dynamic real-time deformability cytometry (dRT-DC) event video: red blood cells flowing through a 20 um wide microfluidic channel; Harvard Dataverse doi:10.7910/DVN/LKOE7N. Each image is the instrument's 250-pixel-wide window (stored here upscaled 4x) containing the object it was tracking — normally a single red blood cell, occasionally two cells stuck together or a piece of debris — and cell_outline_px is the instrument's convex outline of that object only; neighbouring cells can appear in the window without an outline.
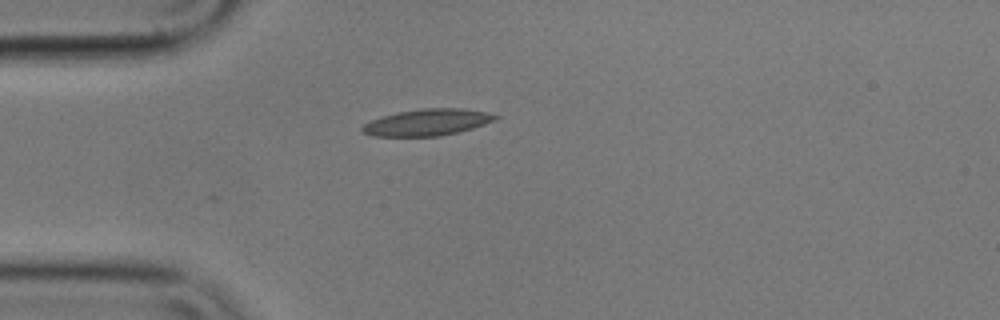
{"species": "common noctule bat (a hibernating species)", "species_latin": "Nyctalus noctula", "temperature_condition": "cold", "stored_images_in_passage": 4, "camera_frame_rate_fps": 3000, "um_per_image_px": 0.085, "animal": {"sex": "male", "body_mass_g": 17.9}, "frame": {"image": 1, "passage_image": 1, "time_ms": 0.0, "image_size_px": [1000, 320], "cell_outline_px": [[500, 116], [484, 124], [472, 128], [440, 136], [376, 136], [360, 132], [360, 128], [364, 124], [372, 120], [396, 112], [424, 108], [460, 108], [488, 112]], "centroid_in_image_um": [36.29, 10.39], "position_along_channel_um": 48.7, "area_um2": 20.4}}